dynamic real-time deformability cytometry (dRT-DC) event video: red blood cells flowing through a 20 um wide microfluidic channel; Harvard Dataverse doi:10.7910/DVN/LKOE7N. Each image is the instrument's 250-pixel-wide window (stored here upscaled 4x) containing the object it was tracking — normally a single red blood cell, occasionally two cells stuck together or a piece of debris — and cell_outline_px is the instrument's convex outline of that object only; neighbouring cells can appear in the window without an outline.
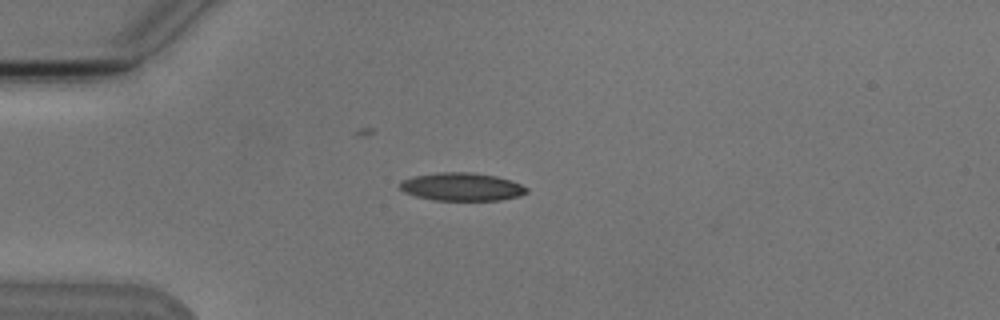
{"species": "Egyptian fruit bat (a non-hibernating species)", "species_latin": "Rousettus aegyptiacus", "temperature_condition": "cold", "stored_images_in_passage": 6, "camera_frame_rate_fps": 3000, "um_per_image_px": 0.085, "animal": {"sex": "male"}, "frame": {"image": 1, "passage_image": 5, "time_ms": 4.667, "image_size_px": [1000, 320], "cell_outline_px": [[528, 192], [520, 196], [500, 200], [432, 200], [416, 196], [404, 192], [400, 188], [400, 184], [404, 180], [412, 176], [436, 172], [472, 172], [496, 176], [520, 184], [528, 188]], "centroid_in_image_um": [39.25, 15.87], "position_along_channel_um": 45.8, "area_um2": 20.69}}